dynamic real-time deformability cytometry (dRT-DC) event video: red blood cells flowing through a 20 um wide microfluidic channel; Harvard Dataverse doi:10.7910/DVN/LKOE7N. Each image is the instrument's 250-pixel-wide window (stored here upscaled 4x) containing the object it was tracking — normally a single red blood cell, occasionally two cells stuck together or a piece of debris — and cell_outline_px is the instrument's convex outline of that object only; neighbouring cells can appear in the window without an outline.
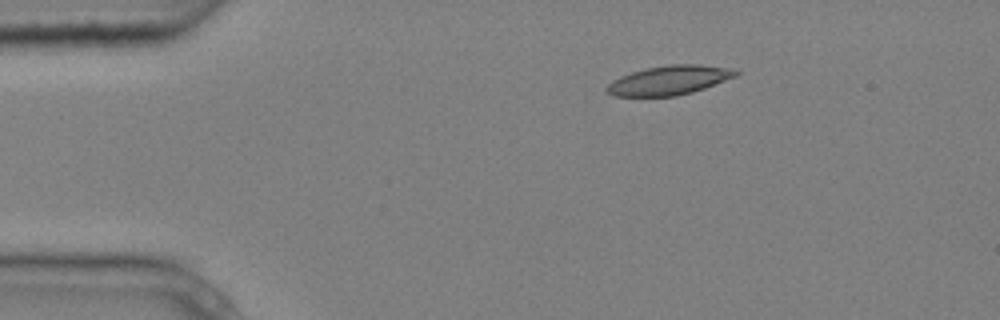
{"species": "common noctule bat (a hibernating species)", "species_latin": "Nyctalus noctula", "temperature_condition": "cold", "stored_images_in_passage": 6, "camera_frame_rate_fps": 3000, "um_per_image_px": 0.085, "animal": {"sex": "male", "body_mass_g": 20.4}, "frame": {"image": 1, "passage_image": 3, "time_ms": 0.667, "image_size_px": [1000, 320], "cell_outline_px": [[740, 72], [736, 76], [704, 88], [692, 92], [676, 96], [612, 96], [604, 92], [604, 88], [612, 80], [620, 76], [632, 72], [648, 68], [668, 64], [696, 64], [728, 68]], "centroid_in_image_um": [56.81, 6.83], "position_along_channel_um": 28.2, "area_um2": 21.91}}
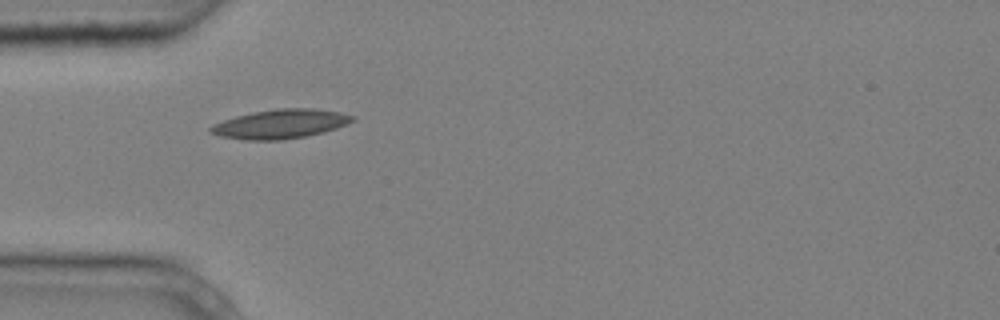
{"frame": {"image": 2, "passage_image": 5, "time_ms": 1.333, "image_size_px": [1000, 320], "cell_outline_px": [[356, 120], [336, 128], [324, 132], [304, 136], [280, 140], [244, 140], [220, 136], [208, 132], [208, 128], [212, 124], [236, 116], [252, 112], [276, 108], [316, 108], [340, 112], [356, 116]], "centroid_in_image_um": [23.83, 10.53], "position_along_channel_um": 61.2, "area_um2": 24.28}}
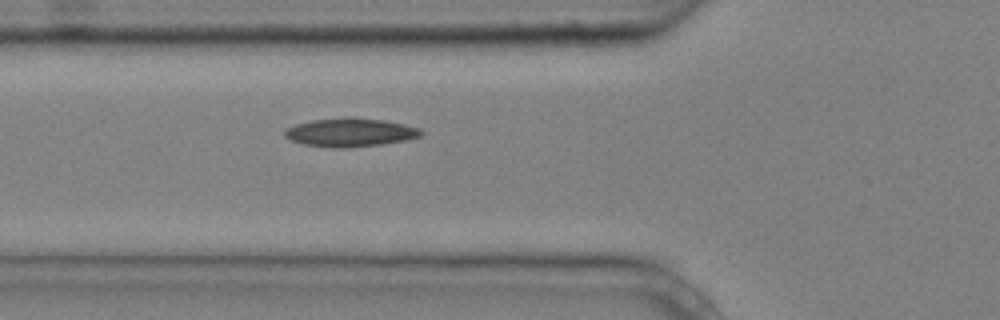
{"frame": {"image": 3, "passage_image": 6, "time_ms": 1.667, "image_size_px": [1000, 320], "cell_outline_px": [[424, 132], [420, 136], [404, 140], [380, 144], [348, 148], [332, 148], [304, 144], [292, 140], [284, 136], [284, 128], [296, 124], [312, 120], [348, 116], [384, 120], [404, 124], [420, 128]], "centroid_in_image_um": [29.74, 11.24], "position_along_channel_um": 96.1, "area_um2": 22.77}}